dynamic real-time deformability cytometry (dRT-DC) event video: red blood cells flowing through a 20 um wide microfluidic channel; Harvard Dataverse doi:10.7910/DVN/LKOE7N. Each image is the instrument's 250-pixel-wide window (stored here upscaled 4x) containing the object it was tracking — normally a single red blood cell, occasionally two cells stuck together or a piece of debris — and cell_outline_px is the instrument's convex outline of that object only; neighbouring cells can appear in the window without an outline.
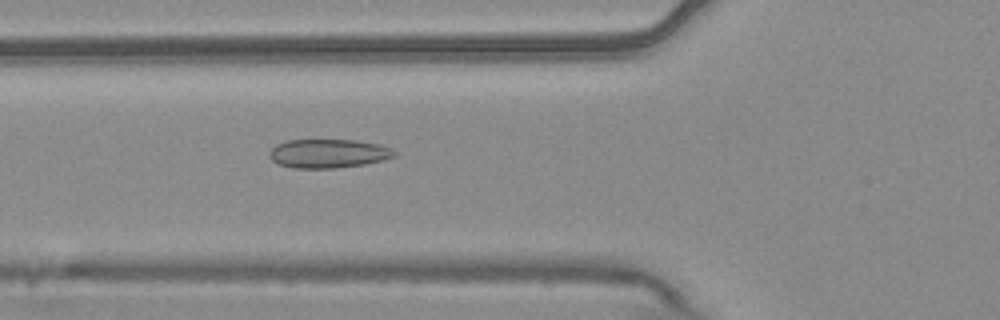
{"species": "common noctule bat (a hibernating species)", "species_latin": "Nyctalus noctula", "temperature_condition": "warm", "stored_images_in_passage": 6, "camera_frame_rate_fps": 3000, "um_per_image_px": 0.085, "animal": {"sex": "male", "body_mass_g": 20.4}, "frame": {"image": 1, "passage_image": 6, "time_ms": 1.667, "image_size_px": [1000, 320], "cell_outline_px": [[396, 156], [384, 160], [364, 164], [336, 168], [292, 168], [280, 164], [272, 160], [268, 156], [268, 152], [276, 144], [288, 140], [356, 140], [380, 144], [392, 148], [396, 152]], "centroid_in_image_um": [27.92, 13.04], "position_along_channel_um": 97.9, "area_um2": 21.15}}